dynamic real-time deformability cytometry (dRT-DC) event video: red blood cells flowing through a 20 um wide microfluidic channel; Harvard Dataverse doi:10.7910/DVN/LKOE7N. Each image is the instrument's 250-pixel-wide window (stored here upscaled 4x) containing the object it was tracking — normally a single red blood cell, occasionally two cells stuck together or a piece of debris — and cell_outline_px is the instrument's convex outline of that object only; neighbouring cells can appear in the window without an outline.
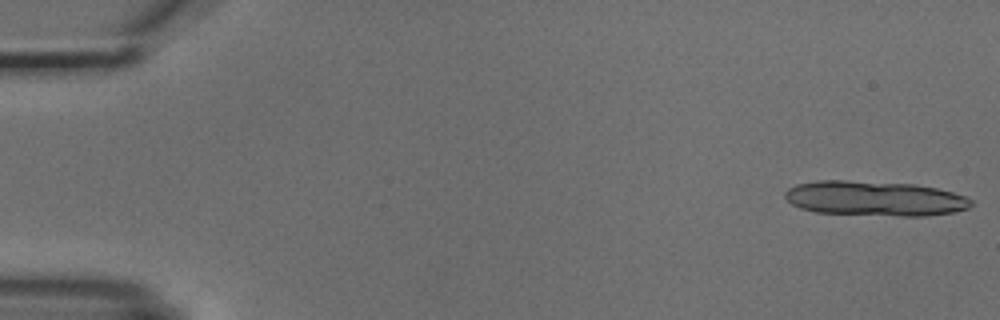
{"species": "common noctule bat (a hibernating species)", "species_latin": "Nyctalus noctula", "temperature_condition": "cold", "stored_images_in_passage": 6, "segment_of_instrument_passage": [1, 2], "camera_frame_rate_fps": 3000, "um_per_image_px": 0.085, "animal": {"sex": "male", "body_mass_g": 18.8}, "frame": {"image": 1, "passage_image": 1, "time_ms": 0.0, "image_size_px": [1000, 320], "cell_outline_px": [[972, 204], [968, 208], [956, 212], [924, 216], [900, 216], [816, 212], [800, 208], [792, 204], [784, 196], [784, 192], [788, 188], [796, 184], [816, 180], [848, 180], [916, 184], [936, 188], [952, 192], [964, 196], [972, 200]], "centroid_in_image_um": [74.34, 16.86], "position_along_channel_um": 10.7, "area_um2": 38.03}}